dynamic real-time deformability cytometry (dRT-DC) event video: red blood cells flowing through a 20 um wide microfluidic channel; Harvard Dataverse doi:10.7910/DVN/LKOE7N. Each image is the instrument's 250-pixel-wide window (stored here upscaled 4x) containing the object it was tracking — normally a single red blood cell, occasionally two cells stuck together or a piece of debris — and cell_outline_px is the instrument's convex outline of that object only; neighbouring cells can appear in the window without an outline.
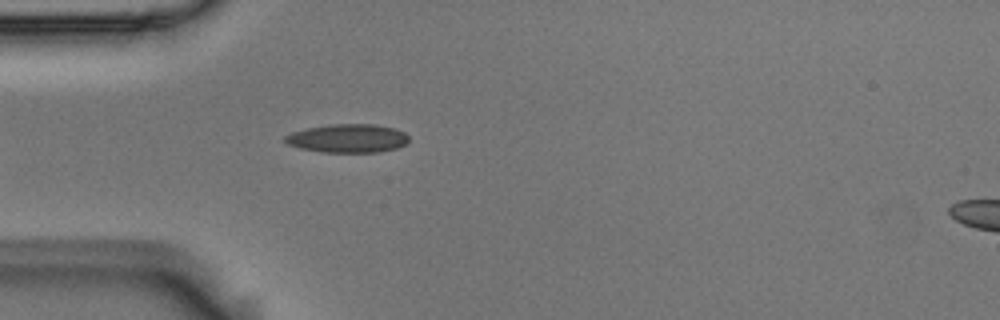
{"species": "Egyptian fruit bat (a non-hibernating species)", "species_latin": "Rousettus aegyptiacus", "temperature_condition": "room temperature", "stored_images_in_passage": 6, "segment_of_instrument_passage": [1, 2], "camera_frame_rate_fps": 3000, "um_per_image_px": 0.085, "animal": {"sex": "male"}, "frame": {"image": 1, "passage_image": 5, "time_ms": 1.333, "image_size_px": [1000, 320], "cell_outline_px": [[408, 144], [396, 148], [380, 152], [324, 152], [300, 148], [288, 144], [284, 140], [284, 136], [292, 132], [308, 128], [328, 124], [376, 124], [396, 128], [404, 132], [408, 136]], "centroid_in_image_um": [29.59, 11.75], "position_along_channel_um": 55.4, "area_um2": 20.69}}